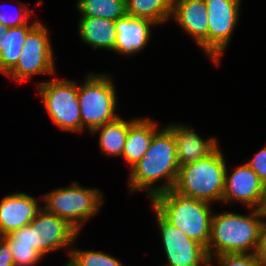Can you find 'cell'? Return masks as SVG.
<instances>
[{"label": "cell", "mask_w": 266, "mask_h": 266, "mask_svg": "<svg viewBox=\"0 0 266 266\" xmlns=\"http://www.w3.org/2000/svg\"><path fill=\"white\" fill-rule=\"evenodd\" d=\"M128 129L129 121L118 117L96 128L91 133L94 134L100 130L99 146L105 156H122Z\"/></svg>", "instance_id": "cell-20"}, {"label": "cell", "mask_w": 266, "mask_h": 266, "mask_svg": "<svg viewBox=\"0 0 266 266\" xmlns=\"http://www.w3.org/2000/svg\"><path fill=\"white\" fill-rule=\"evenodd\" d=\"M126 14L153 23H164L172 14L173 0H125Z\"/></svg>", "instance_id": "cell-21"}, {"label": "cell", "mask_w": 266, "mask_h": 266, "mask_svg": "<svg viewBox=\"0 0 266 266\" xmlns=\"http://www.w3.org/2000/svg\"><path fill=\"white\" fill-rule=\"evenodd\" d=\"M8 243L12 253L14 266H33L36 265L43 257L31 243Z\"/></svg>", "instance_id": "cell-24"}, {"label": "cell", "mask_w": 266, "mask_h": 266, "mask_svg": "<svg viewBox=\"0 0 266 266\" xmlns=\"http://www.w3.org/2000/svg\"><path fill=\"white\" fill-rule=\"evenodd\" d=\"M167 258L165 266H209L206 248L170 224L154 207Z\"/></svg>", "instance_id": "cell-9"}, {"label": "cell", "mask_w": 266, "mask_h": 266, "mask_svg": "<svg viewBox=\"0 0 266 266\" xmlns=\"http://www.w3.org/2000/svg\"><path fill=\"white\" fill-rule=\"evenodd\" d=\"M48 29L38 22L28 33L20 58L6 74L16 81H27L36 74H54L55 63Z\"/></svg>", "instance_id": "cell-8"}, {"label": "cell", "mask_w": 266, "mask_h": 266, "mask_svg": "<svg viewBox=\"0 0 266 266\" xmlns=\"http://www.w3.org/2000/svg\"><path fill=\"white\" fill-rule=\"evenodd\" d=\"M37 87L54 124L61 130L82 132L77 83L55 79L39 83Z\"/></svg>", "instance_id": "cell-7"}, {"label": "cell", "mask_w": 266, "mask_h": 266, "mask_svg": "<svg viewBox=\"0 0 266 266\" xmlns=\"http://www.w3.org/2000/svg\"><path fill=\"white\" fill-rule=\"evenodd\" d=\"M7 242H26L33 245L31 226L28 224L3 237Z\"/></svg>", "instance_id": "cell-28"}, {"label": "cell", "mask_w": 266, "mask_h": 266, "mask_svg": "<svg viewBox=\"0 0 266 266\" xmlns=\"http://www.w3.org/2000/svg\"><path fill=\"white\" fill-rule=\"evenodd\" d=\"M0 266H14L9 243L0 237Z\"/></svg>", "instance_id": "cell-30"}, {"label": "cell", "mask_w": 266, "mask_h": 266, "mask_svg": "<svg viewBox=\"0 0 266 266\" xmlns=\"http://www.w3.org/2000/svg\"><path fill=\"white\" fill-rule=\"evenodd\" d=\"M70 266H124L118 259L109 254L95 251L69 250Z\"/></svg>", "instance_id": "cell-23"}, {"label": "cell", "mask_w": 266, "mask_h": 266, "mask_svg": "<svg viewBox=\"0 0 266 266\" xmlns=\"http://www.w3.org/2000/svg\"><path fill=\"white\" fill-rule=\"evenodd\" d=\"M71 185L45 194L43 209L65 219L80 231L86 220L98 212L103 198L99 189L85 188L77 182Z\"/></svg>", "instance_id": "cell-6"}, {"label": "cell", "mask_w": 266, "mask_h": 266, "mask_svg": "<svg viewBox=\"0 0 266 266\" xmlns=\"http://www.w3.org/2000/svg\"><path fill=\"white\" fill-rule=\"evenodd\" d=\"M35 21L30 25L8 28L3 34L2 50L0 51V72L5 75L16 65L27 33L38 23Z\"/></svg>", "instance_id": "cell-19"}, {"label": "cell", "mask_w": 266, "mask_h": 266, "mask_svg": "<svg viewBox=\"0 0 266 266\" xmlns=\"http://www.w3.org/2000/svg\"><path fill=\"white\" fill-rule=\"evenodd\" d=\"M226 163L218 148L207 158L179 167L173 189L197 200L222 201Z\"/></svg>", "instance_id": "cell-4"}, {"label": "cell", "mask_w": 266, "mask_h": 266, "mask_svg": "<svg viewBox=\"0 0 266 266\" xmlns=\"http://www.w3.org/2000/svg\"><path fill=\"white\" fill-rule=\"evenodd\" d=\"M78 29L80 38L85 44H89L94 49L104 48L115 51L117 35L115 21L104 18L81 17Z\"/></svg>", "instance_id": "cell-18"}, {"label": "cell", "mask_w": 266, "mask_h": 266, "mask_svg": "<svg viewBox=\"0 0 266 266\" xmlns=\"http://www.w3.org/2000/svg\"><path fill=\"white\" fill-rule=\"evenodd\" d=\"M76 4L82 17L116 21L126 14L125 0H78Z\"/></svg>", "instance_id": "cell-22"}, {"label": "cell", "mask_w": 266, "mask_h": 266, "mask_svg": "<svg viewBox=\"0 0 266 266\" xmlns=\"http://www.w3.org/2000/svg\"><path fill=\"white\" fill-rule=\"evenodd\" d=\"M261 217L263 219L266 215L264 210L260 209H253L249 216L233 212L214 214L209 244L206 248L209 265L213 266L212 249L216 251L214 255L249 253L251 248L252 253H255L262 223Z\"/></svg>", "instance_id": "cell-2"}, {"label": "cell", "mask_w": 266, "mask_h": 266, "mask_svg": "<svg viewBox=\"0 0 266 266\" xmlns=\"http://www.w3.org/2000/svg\"><path fill=\"white\" fill-rule=\"evenodd\" d=\"M155 121L150 118L129 121V129L122 156L128 164L134 166L146 153L149 144L158 131Z\"/></svg>", "instance_id": "cell-17"}, {"label": "cell", "mask_w": 266, "mask_h": 266, "mask_svg": "<svg viewBox=\"0 0 266 266\" xmlns=\"http://www.w3.org/2000/svg\"><path fill=\"white\" fill-rule=\"evenodd\" d=\"M259 266H266V263H260Z\"/></svg>", "instance_id": "cell-32"}, {"label": "cell", "mask_w": 266, "mask_h": 266, "mask_svg": "<svg viewBox=\"0 0 266 266\" xmlns=\"http://www.w3.org/2000/svg\"><path fill=\"white\" fill-rule=\"evenodd\" d=\"M131 169L128 177L131 192L145 189L150 200L174 187L179 165L174 133L168 126L154 134L148 150ZM162 178L165 185L150 188Z\"/></svg>", "instance_id": "cell-1"}, {"label": "cell", "mask_w": 266, "mask_h": 266, "mask_svg": "<svg viewBox=\"0 0 266 266\" xmlns=\"http://www.w3.org/2000/svg\"><path fill=\"white\" fill-rule=\"evenodd\" d=\"M220 266H259L260 261L255 253H228L215 255ZM211 266V265H209Z\"/></svg>", "instance_id": "cell-25"}, {"label": "cell", "mask_w": 266, "mask_h": 266, "mask_svg": "<svg viewBox=\"0 0 266 266\" xmlns=\"http://www.w3.org/2000/svg\"><path fill=\"white\" fill-rule=\"evenodd\" d=\"M34 197L25 193L7 195L0 202V236L27 226L42 209Z\"/></svg>", "instance_id": "cell-14"}, {"label": "cell", "mask_w": 266, "mask_h": 266, "mask_svg": "<svg viewBox=\"0 0 266 266\" xmlns=\"http://www.w3.org/2000/svg\"><path fill=\"white\" fill-rule=\"evenodd\" d=\"M236 200L252 209L263 210L266 204V187L247 163L238 166L229 176L226 168L224 194L225 203Z\"/></svg>", "instance_id": "cell-12"}, {"label": "cell", "mask_w": 266, "mask_h": 266, "mask_svg": "<svg viewBox=\"0 0 266 266\" xmlns=\"http://www.w3.org/2000/svg\"><path fill=\"white\" fill-rule=\"evenodd\" d=\"M247 164L256 172L262 184L266 187V146L255 154L254 158Z\"/></svg>", "instance_id": "cell-27"}, {"label": "cell", "mask_w": 266, "mask_h": 266, "mask_svg": "<svg viewBox=\"0 0 266 266\" xmlns=\"http://www.w3.org/2000/svg\"><path fill=\"white\" fill-rule=\"evenodd\" d=\"M29 225L33 246L42 256L50 251L72 245L79 233L68 221L46 212L43 207Z\"/></svg>", "instance_id": "cell-11"}, {"label": "cell", "mask_w": 266, "mask_h": 266, "mask_svg": "<svg viewBox=\"0 0 266 266\" xmlns=\"http://www.w3.org/2000/svg\"><path fill=\"white\" fill-rule=\"evenodd\" d=\"M208 55V17L205 0H173L171 17Z\"/></svg>", "instance_id": "cell-13"}, {"label": "cell", "mask_w": 266, "mask_h": 266, "mask_svg": "<svg viewBox=\"0 0 266 266\" xmlns=\"http://www.w3.org/2000/svg\"><path fill=\"white\" fill-rule=\"evenodd\" d=\"M30 11L28 10V7L23 3L22 8L19 9V12L13 17L12 14L11 16L5 11L0 10V23L7 28H12V27H19L22 25H29L28 24V17H30Z\"/></svg>", "instance_id": "cell-26"}, {"label": "cell", "mask_w": 266, "mask_h": 266, "mask_svg": "<svg viewBox=\"0 0 266 266\" xmlns=\"http://www.w3.org/2000/svg\"><path fill=\"white\" fill-rule=\"evenodd\" d=\"M174 133L179 167L207 158L218 148L216 138L204 140L189 126L168 125Z\"/></svg>", "instance_id": "cell-15"}, {"label": "cell", "mask_w": 266, "mask_h": 266, "mask_svg": "<svg viewBox=\"0 0 266 266\" xmlns=\"http://www.w3.org/2000/svg\"><path fill=\"white\" fill-rule=\"evenodd\" d=\"M154 24L150 20L134 18L128 14L117 19L115 52L131 55L141 51L147 45L151 35L150 26Z\"/></svg>", "instance_id": "cell-16"}, {"label": "cell", "mask_w": 266, "mask_h": 266, "mask_svg": "<svg viewBox=\"0 0 266 266\" xmlns=\"http://www.w3.org/2000/svg\"><path fill=\"white\" fill-rule=\"evenodd\" d=\"M241 0H205L208 17V56L216 65L238 24Z\"/></svg>", "instance_id": "cell-10"}, {"label": "cell", "mask_w": 266, "mask_h": 266, "mask_svg": "<svg viewBox=\"0 0 266 266\" xmlns=\"http://www.w3.org/2000/svg\"><path fill=\"white\" fill-rule=\"evenodd\" d=\"M7 29L8 28L6 26H4L0 23V51L2 50L1 44H2V40H3V34L6 33Z\"/></svg>", "instance_id": "cell-31"}, {"label": "cell", "mask_w": 266, "mask_h": 266, "mask_svg": "<svg viewBox=\"0 0 266 266\" xmlns=\"http://www.w3.org/2000/svg\"><path fill=\"white\" fill-rule=\"evenodd\" d=\"M78 100L82 131L90 132L118 118L115 115L116 91L110 75L89 74L83 85H78Z\"/></svg>", "instance_id": "cell-5"}, {"label": "cell", "mask_w": 266, "mask_h": 266, "mask_svg": "<svg viewBox=\"0 0 266 266\" xmlns=\"http://www.w3.org/2000/svg\"><path fill=\"white\" fill-rule=\"evenodd\" d=\"M152 206L189 238L208 247L213 213L210 204L185 196L173 188L155 196Z\"/></svg>", "instance_id": "cell-3"}, {"label": "cell", "mask_w": 266, "mask_h": 266, "mask_svg": "<svg viewBox=\"0 0 266 266\" xmlns=\"http://www.w3.org/2000/svg\"><path fill=\"white\" fill-rule=\"evenodd\" d=\"M255 254L260 263H266V222L264 220H262L260 226L258 245Z\"/></svg>", "instance_id": "cell-29"}, {"label": "cell", "mask_w": 266, "mask_h": 266, "mask_svg": "<svg viewBox=\"0 0 266 266\" xmlns=\"http://www.w3.org/2000/svg\"><path fill=\"white\" fill-rule=\"evenodd\" d=\"M263 210H264V213H265V215H266V204H265V207H264V209H263Z\"/></svg>", "instance_id": "cell-33"}]
</instances>
